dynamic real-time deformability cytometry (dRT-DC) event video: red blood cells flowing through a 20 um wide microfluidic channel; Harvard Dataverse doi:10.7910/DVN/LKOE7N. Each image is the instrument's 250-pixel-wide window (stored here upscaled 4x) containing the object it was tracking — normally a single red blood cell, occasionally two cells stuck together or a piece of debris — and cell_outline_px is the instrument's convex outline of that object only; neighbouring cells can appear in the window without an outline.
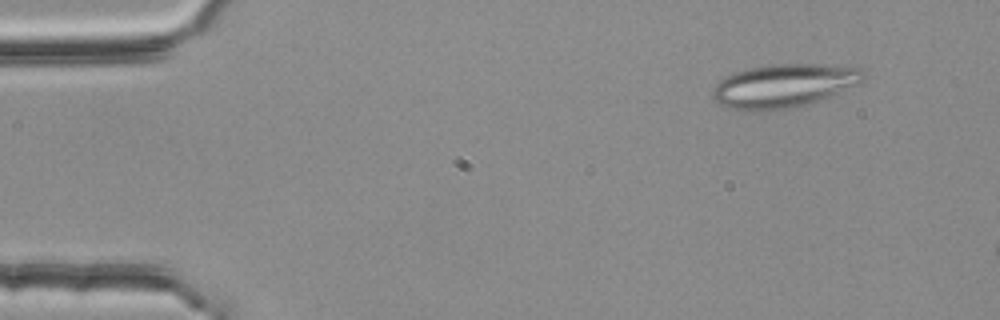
{"species": "common noctule bat (a hibernating species)", "species_latin": "Nyctalus noctula", "temperature_condition": "room temperature", "stored_images_in_passage": 12, "camera_frame_rate_fps": 3000, "um_per_image_px": 0.085, "animal": {"sex": "female", "body_mass_g": 25.1}, "frame": {"image": 1, "passage_image": 4, "time_ms": 1.0, "image_size_px": [1000, 320], "cell_outline_px": [[868, 76], [860, 84], [816, 100], [804, 104], [784, 108], [736, 108], [720, 104], [712, 100], [712, 92], [716, 84], [720, 80], [736, 72], [748, 68], [772, 64], [812, 64], [860, 68]], "centroid_in_image_um": [66.66, 7.23], "position_along_channel_um": 18.3, "area_um2": 36.88}}